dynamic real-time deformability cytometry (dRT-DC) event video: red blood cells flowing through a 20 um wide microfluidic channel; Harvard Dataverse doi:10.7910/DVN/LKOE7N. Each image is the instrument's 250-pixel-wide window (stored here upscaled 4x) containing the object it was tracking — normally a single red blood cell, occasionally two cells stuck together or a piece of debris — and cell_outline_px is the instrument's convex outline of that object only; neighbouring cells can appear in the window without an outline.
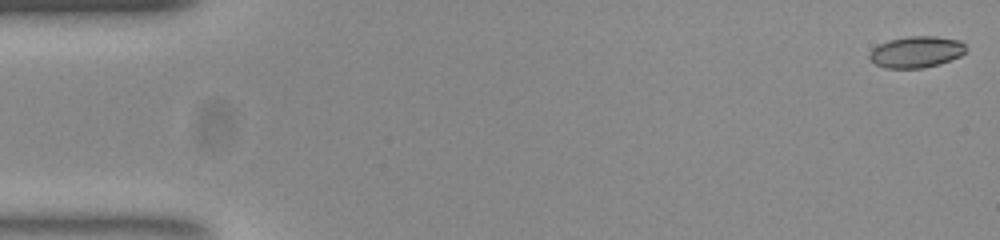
{"species": "common noctule bat (a hibernating species)", "species_latin": "Nyctalus noctula", "temperature_condition": "room temperature", "stored_images_in_passage": 53, "camera_frame_rate_fps": 3000, "um_per_image_px": 0.085, "animal": {"sex": "female", "body_mass_g": 23.0, "forearm_length_mm": 53.4}, "frame": {"image": 1, "passage_image": 1, "time_ms": 0.0, "image_size_px": [1000, 240], "cell_outline_px": [[968, 52], [960, 56], [940, 64], [924, 68], [884, 68], [876, 64], [868, 56], [872, 48], [888, 40], [908, 36], [936, 36], [960, 40], [968, 48]], "centroid_in_image_um": [77.93, 4.41], "position_along_channel_um": 7.1, "area_um2": 17.86}}
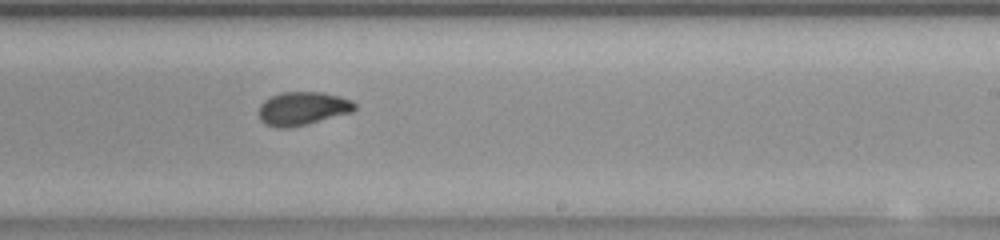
{"frame": {"image": 2, "passage_image": 32, "time_ms": 10.333, "image_size_px": [1000, 240], "cell_outline_px": [[356, 108], [352, 112], [304, 124], [284, 128], [280, 128], [264, 124], [260, 120], [260, 104], [264, 100], [280, 92], [324, 92], [340, 96], [352, 100], [356, 104]], "centroid_in_image_um": [25.73, 9.2], "position_along_channel_um": 263.3, "area_um2": 18.5}}
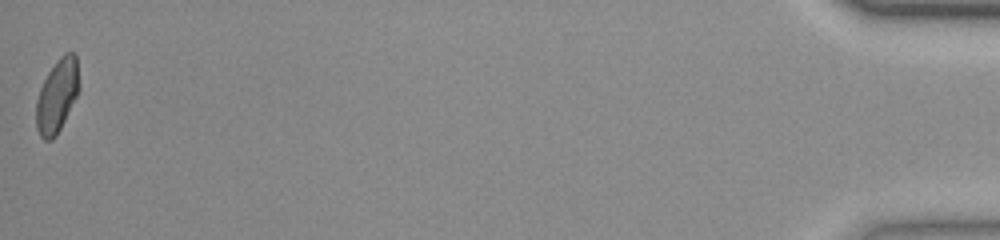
{"frame": {"image": 3, "passage_image": 53, "time_ms": 17.333, "image_size_px": [1000, 240], "cell_outline_px": [[80, 88], [56, 136], [52, 140], [44, 140], [40, 136], [36, 128], [36, 100], [40, 88], [48, 72], [56, 60], [64, 52], [76, 52], [80, 84]], "centroid_in_image_um": [4.86, 8.1], "position_along_channel_um": 430.3, "area_um2": 18.44}, "authors_computed_cell_mechanics": {"area_um2": 18.496, "velocity_mm_per_s": 3.8538, "shape_relaxation_time_tau1_ms": null, "shape_relaxation_time_tau2_ms": 1.4251, "deformation_change_tau1": null, "deformation_change_tau2": 0.0531}}